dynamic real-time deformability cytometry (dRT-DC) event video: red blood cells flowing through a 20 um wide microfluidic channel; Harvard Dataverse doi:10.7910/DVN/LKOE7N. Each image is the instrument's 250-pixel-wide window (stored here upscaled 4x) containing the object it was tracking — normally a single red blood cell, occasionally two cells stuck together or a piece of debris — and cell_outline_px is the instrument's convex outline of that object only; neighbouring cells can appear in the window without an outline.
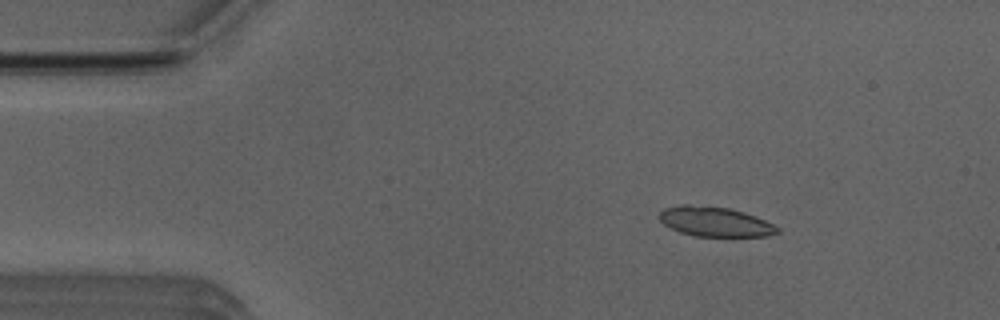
{"species": "Egyptian fruit bat (a non-hibernating species)", "species_latin": "Rousettus aegyptiacus", "temperature_condition": "room temperature", "stored_images_in_passage": 43, "camera_frame_rate_fps": 3000, "um_per_image_px": 0.085, "animal": {"sex": "male"}, "frame": {"image": 1, "passage_image": 1, "time_ms": 0.0, "image_size_px": [1000, 320], "cell_outline_px": [[780, 232], [768, 236], [696, 236], [680, 232], [664, 224], [660, 220], [660, 212], [664, 208], [680, 204], [688, 204], [728, 208], [744, 212], [756, 216], [780, 228]], "centroid_in_image_um": [60.78, 18.84], "position_along_channel_um": 24.2, "area_um2": 20.35}}
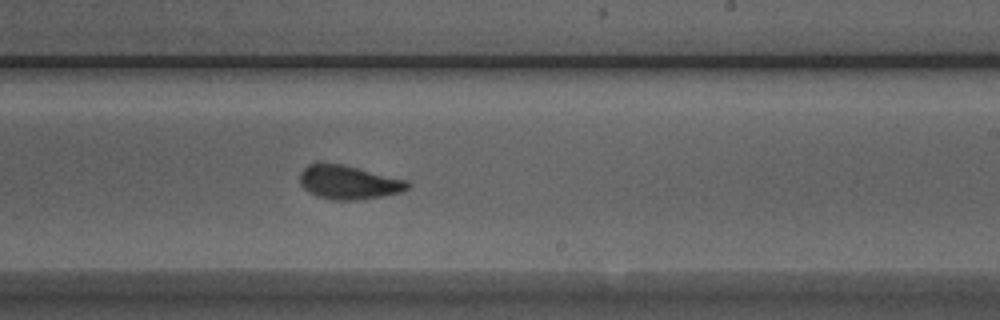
{"frame": {"image": 2, "passage_image": 24, "time_ms": 7.667, "image_size_px": [1000, 320], "cell_outline_px": [[412, 184], [408, 188], [400, 192], [380, 196], [356, 200], [332, 200], [316, 196], [304, 188], [300, 184], [300, 172], [308, 164], [340, 164], [408, 180]], "centroid_in_image_um": [29.63, 15.51], "position_along_channel_um": 259.4, "area_um2": 20.92}}
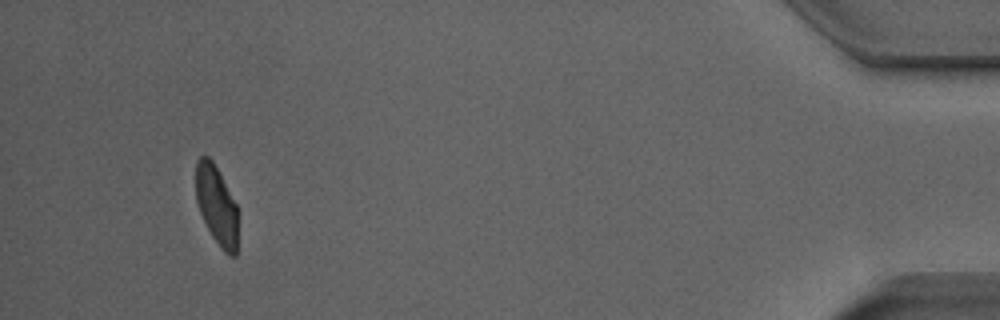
{"frame": {"image": 3, "passage_image": 42, "time_ms": 13.667, "image_size_px": [1000, 320], "cell_outline_px": [[236, 256], [228, 256], [220, 248], [212, 236], [200, 212], [196, 200], [196, 160], [200, 156], [208, 156], [212, 160], [236, 204]], "centroid_in_image_um": [18.38, 17.44], "position_along_channel_um": 416.8, "area_um2": 19.02}}